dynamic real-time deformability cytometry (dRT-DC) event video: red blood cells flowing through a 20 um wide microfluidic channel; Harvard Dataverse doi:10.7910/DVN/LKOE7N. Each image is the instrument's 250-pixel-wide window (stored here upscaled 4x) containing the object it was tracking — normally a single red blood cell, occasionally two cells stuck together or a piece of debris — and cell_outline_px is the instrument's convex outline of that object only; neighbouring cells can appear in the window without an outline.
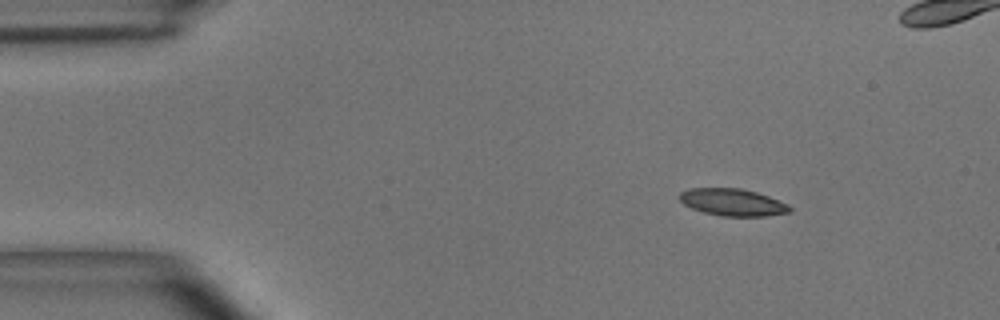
{"species": "common noctule bat (a hibernating species)", "species_latin": "Nyctalus noctula", "temperature_condition": "room temperature", "stored_images_in_passage": 46, "segment_of_instrument_passage": [1, 2], "camera_frame_rate_fps": 3000, "um_per_image_px": 0.085, "animal": {"sex": "male", "body_mass_g": 15.6}, "frame": {"image": 1, "passage_image": 1, "time_ms": 0.0, "image_size_px": [1000, 320], "cell_outline_px": [[792, 212], [764, 216], [720, 216], [704, 212], [692, 208], [684, 204], [680, 200], [680, 192], [688, 188], [740, 188], [756, 192], [768, 196], [788, 204], [792, 208]], "centroid_in_image_um": [62.28, 17.19], "position_along_channel_um": 22.7, "area_um2": 17.4}}
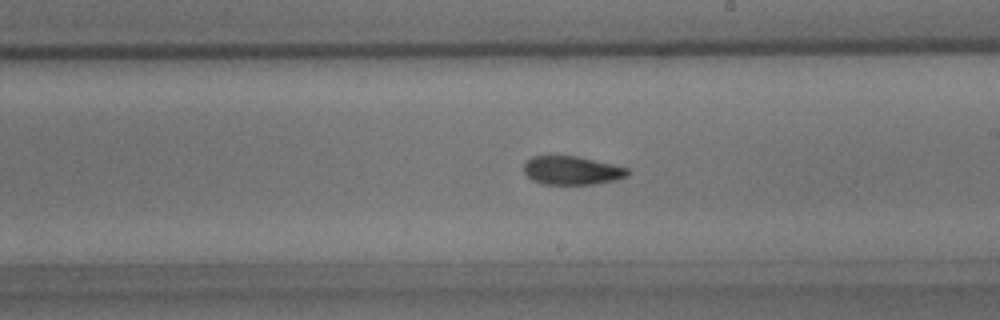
{"frame": {"image": 2, "passage_image": 23, "time_ms": 7.333, "image_size_px": [1000, 320], "cell_outline_px": [[628, 176], [616, 180], [596, 184], [544, 184], [532, 180], [524, 172], [524, 164], [532, 156], [576, 156], [612, 164], [628, 168]], "centroid_in_image_um": [48.62, 14.49], "position_along_channel_um": 240.4, "area_um2": 17.17}}
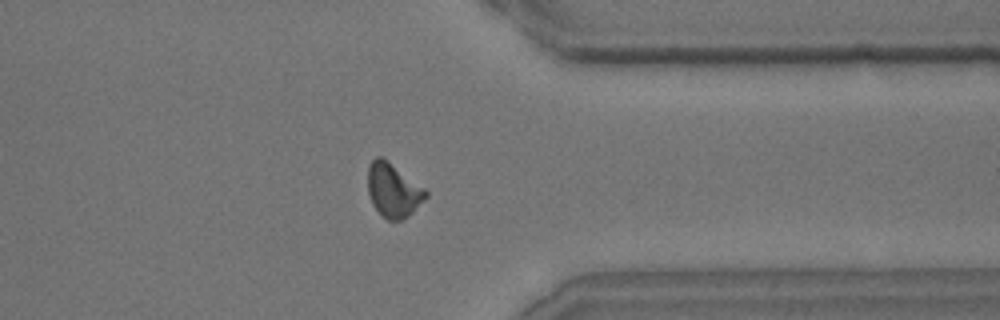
{"frame": {"image": 3, "passage_image": 34, "time_ms": 11.0, "image_size_px": [1000, 320], "cell_outline_px": [[428, 196], [404, 220], [388, 220], [372, 204], [368, 192], [368, 168], [372, 160], [376, 156], [380, 156], [424, 188], [428, 192]], "centroid_in_image_um": [33.42, 16.19], "position_along_channel_um": 378.0, "area_um2": 17.74}}